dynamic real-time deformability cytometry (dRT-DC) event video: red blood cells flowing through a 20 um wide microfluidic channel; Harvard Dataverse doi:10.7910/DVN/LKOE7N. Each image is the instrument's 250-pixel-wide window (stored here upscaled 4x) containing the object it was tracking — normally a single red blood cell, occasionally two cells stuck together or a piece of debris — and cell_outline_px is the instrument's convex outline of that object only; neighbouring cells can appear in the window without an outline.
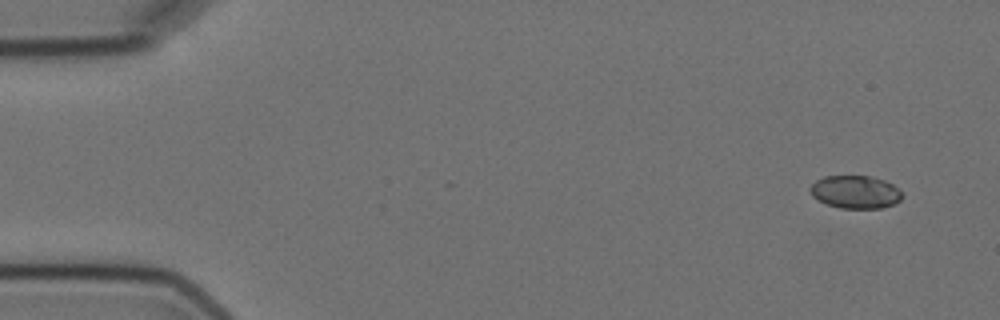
{"species": "Egyptian fruit bat (a non-hibernating species)", "species_latin": "Rousettus aegyptiacus", "temperature_condition": "cold", "stored_images_in_passage": 5, "segment_of_instrument_passage": [1, 2], "camera_frame_rate_fps": 3000, "um_per_image_px": 0.085, "animal": {"sex": "female"}, "frame": {"image": 1, "passage_image": 1, "time_ms": 0.0, "image_size_px": [1000, 320], "cell_outline_px": [[904, 196], [896, 204], [880, 208], [840, 208], [828, 204], [812, 196], [808, 188], [816, 180], [824, 176], [872, 176], [884, 180], [892, 184]], "centroid_in_image_um": [72.71, 16.31], "position_along_channel_um": 12.3, "area_um2": 17.63}}